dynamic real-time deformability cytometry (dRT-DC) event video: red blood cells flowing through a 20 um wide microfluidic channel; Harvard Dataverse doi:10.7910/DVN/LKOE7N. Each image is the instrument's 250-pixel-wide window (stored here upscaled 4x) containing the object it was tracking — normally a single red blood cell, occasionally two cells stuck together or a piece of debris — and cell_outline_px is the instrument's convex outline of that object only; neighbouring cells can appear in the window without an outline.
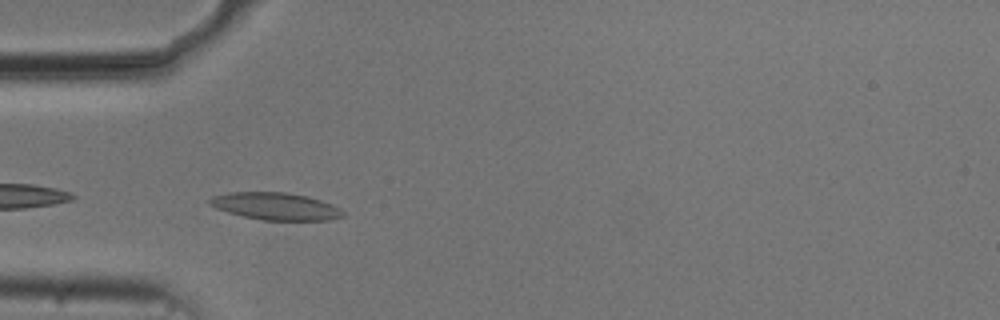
{"species": "common noctule bat (a hibernating species)", "species_latin": "Nyctalus noctula", "temperature_condition": "cold", "stored_images_in_passage": 31, "camera_frame_rate_fps": 3000, "um_per_image_px": 0.085, "animal": {"sex": "male", "body_mass_g": 20.5, "forearm_length_mm": 52.5}, "frame": {"image": 1, "passage_image": 2, "time_ms": 0.333, "image_size_px": [1000, 320], "cell_outline_px": [[344, 216], [328, 220], [264, 220], [244, 216], [228, 212], [216, 208], [208, 204], [208, 200], [212, 196], [228, 192], [288, 192], [308, 196], [332, 204], [340, 208], [344, 212]], "centroid_in_image_um": [23.42, 17.52], "position_along_channel_um": 61.6, "area_um2": 21.21}}
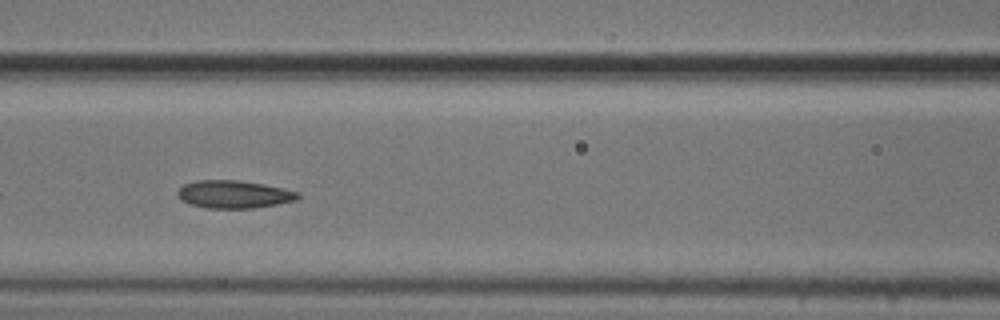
{"frame": {"image": 2, "passage_image": 9, "time_ms": 2.667, "image_size_px": [1000, 320], "cell_outline_px": [[300, 196], [296, 200], [276, 204], [252, 208], [208, 208], [192, 204], [180, 200], [176, 192], [184, 184], [196, 180], [236, 180], [264, 184], [300, 192]], "centroid_in_image_um": [19.87, 16.51], "position_along_channel_um": 146.7, "area_um2": 19.36}}
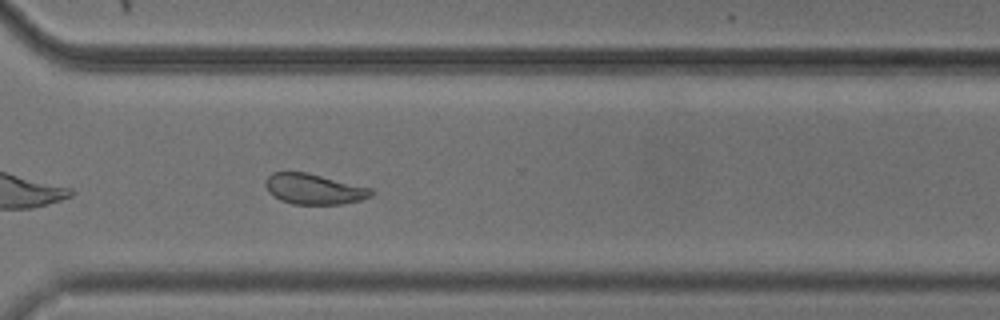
{"frame": {"image": 3, "passage_image": 25, "time_ms": 8.0, "image_size_px": [1000, 320], "cell_outline_px": [[376, 192], [372, 196], [360, 200], [340, 204], [292, 204], [280, 200], [272, 196], [268, 192], [264, 184], [264, 180], [272, 172], [308, 172], [372, 188]], "centroid_in_image_um": [26.68, 16.06], "position_along_channel_um": 343.9, "area_um2": 19.07}, "authors_computed_cell_mechanics": {"area_um2": 19.1896, "velocity_mm_per_s": 3.7056, "shape_relaxation_time_tau1_ms": 2.8592, "shape_relaxation_time_tau2_ms": 1.8454, "deformation_change_tau1": 0.1121, "deformation_change_tau2": 0.0818}}